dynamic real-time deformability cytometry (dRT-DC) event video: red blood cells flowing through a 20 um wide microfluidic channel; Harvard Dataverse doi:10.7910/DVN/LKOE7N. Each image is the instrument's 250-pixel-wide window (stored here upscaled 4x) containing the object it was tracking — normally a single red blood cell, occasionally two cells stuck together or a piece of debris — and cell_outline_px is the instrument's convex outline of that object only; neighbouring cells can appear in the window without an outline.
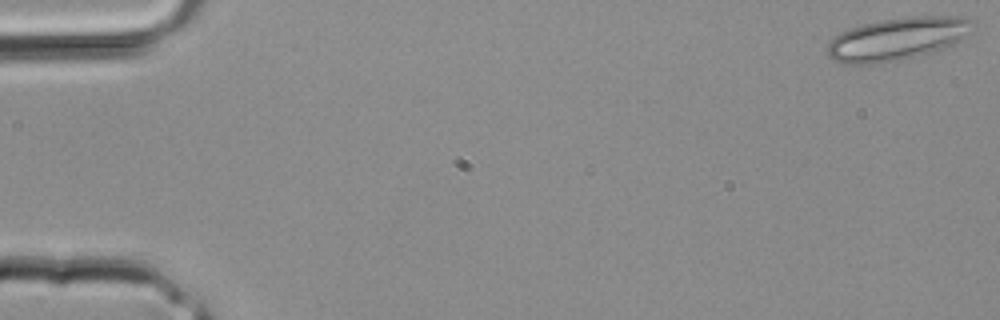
{"species": "common noctule bat (a hibernating species)", "species_latin": "Nyctalus noctula", "temperature_condition": "room temperature", "stored_images_in_passage": 2, "camera_frame_rate_fps": 3000, "um_per_image_px": 0.085, "animal": {"sex": "male", "body_mass_g": 20.4}, "frame": {"image": 1, "passage_image": 1, "time_ms": 0.0, "image_size_px": [1000, 320], "cell_outline_px": [[976, 28], [960, 40], [952, 44], [928, 52], [896, 60], [868, 64], [844, 64], [832, 60], [828, 56], [828, 44], [840, 32], [864, 24], [880, 20], [912, 16], [960, 16], [972, 20], [976, 24]], "centroid_in_image_um": [76.29, 3.28], "position_along_channel_um": 8.7, "area_um2": 35.72}}